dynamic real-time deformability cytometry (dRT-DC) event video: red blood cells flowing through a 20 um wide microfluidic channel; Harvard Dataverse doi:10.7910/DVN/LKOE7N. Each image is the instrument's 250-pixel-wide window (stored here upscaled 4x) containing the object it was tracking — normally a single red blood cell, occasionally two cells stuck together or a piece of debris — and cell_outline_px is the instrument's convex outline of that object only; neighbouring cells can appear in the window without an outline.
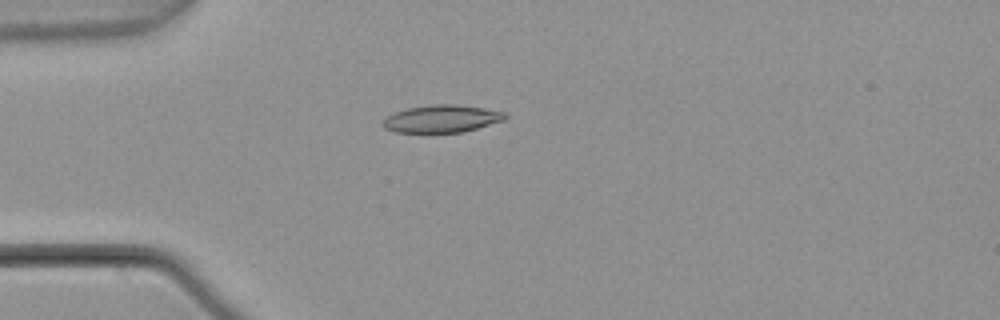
{"species": "common noctule bat (a hibernating species)", "species_latin": "Nyctalus noctula", "temperature_condition": "warm", "stored_images_in_passage": 5, "camera_frame_rate_fps": 3000, "um_per_image_px": 0.085, "animal": {"sex": "male", "body_mass_g": 21.5, "forearm_length_mm": 52.0}, "frame": {"image": 1, "passage_image": 4, "time_ms": 1.0, "image_size_px": [1000, 320], "cell_outline_px": [[508, 116], [504, 120], [464, 132], [396, 132], [384, 128], [380, 124], [388, 116], [396, 112], [408, 108], [432, 104], [456, 104], [484, 108], [504, 112]], "centroid_in_image_um": [37.56, 10.09], "position_along_channel_um": 47.4, "area_um2": 19.48}}